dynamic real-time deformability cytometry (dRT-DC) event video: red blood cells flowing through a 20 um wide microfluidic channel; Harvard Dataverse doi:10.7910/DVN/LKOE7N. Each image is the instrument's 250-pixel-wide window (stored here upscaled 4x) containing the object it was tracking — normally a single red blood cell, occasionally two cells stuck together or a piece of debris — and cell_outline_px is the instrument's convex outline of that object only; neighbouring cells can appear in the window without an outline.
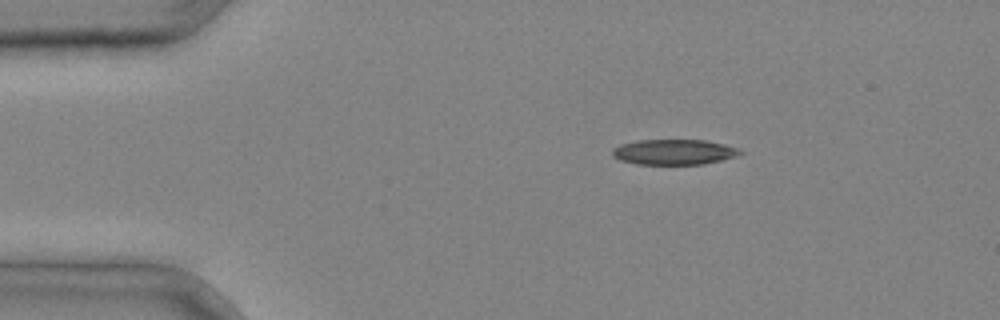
{"species": "common noctule bat (a hibernating species)", "species_latin": "Nyctalus noctula", "temperature_condition": "cold", "stored_images_in_passage": 2, "camera_frame_rate_fps": 3000, "um_per_image_px": 0.085, "animal": {"sex": "male", "body_mass_g": 20.4}, "frame": {"image": 1, "passage_image": 1, "time_ms": 0.0, "image_size_px": [1000, 320], "cell_outline_px": [[744, 152], [736, 156], [704, 164], [636, 164], [620, 160], [612, 156], [612, 148], [620, 144], [636, 140], [708, 140], [740, 148]], "centroid_in_image_um": [57.28, 12.91], "position_along_channel_um": 27.7, "area_um2": 19.02}}